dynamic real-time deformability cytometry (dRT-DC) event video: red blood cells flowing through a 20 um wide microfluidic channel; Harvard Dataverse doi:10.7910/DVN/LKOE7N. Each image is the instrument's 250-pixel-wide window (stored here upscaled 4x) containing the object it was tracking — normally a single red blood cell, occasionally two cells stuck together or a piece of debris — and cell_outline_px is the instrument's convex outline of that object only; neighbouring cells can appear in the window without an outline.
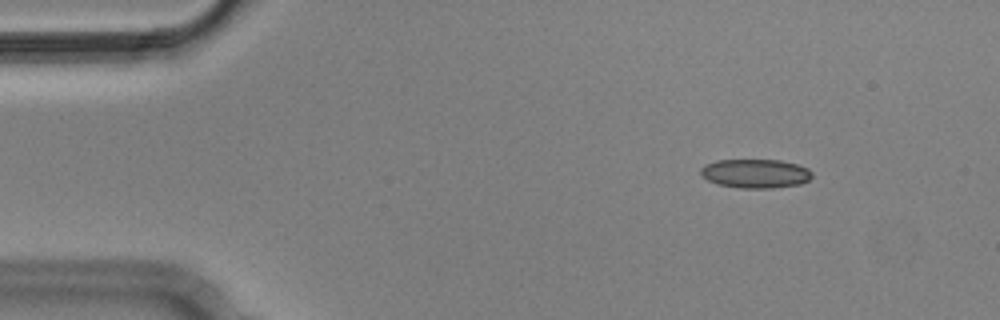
{"species": "Egyptian fruit bat (a non-hibernating species)", "species_latin": "Rousettus aegyptiacus", "temperature_condition": "cold", "stored_images_in_passage": 8, "camera_frame_rate_fps": 3000, "um_per_image_px": 0.085, "animal": {"sex": "male"}, "frame": {"image": 1, "passage_image": 2, "time_ms": 0.333, "image_size_px": [1000, 320], "cell_outline_px": [[812, 176], [808, 180], [800, 184], [772, 188], [740, 188], [716, 184], [708, 180], [700, 172], [700, 168], [704, 164], [716, 160], [780, 160], [796, 164], [808, 168], [812, 172]], "centroid_in_image_um": [64.2, 14.75], "position_along_channel_um": 20.8, "area_um2": 18.84}}
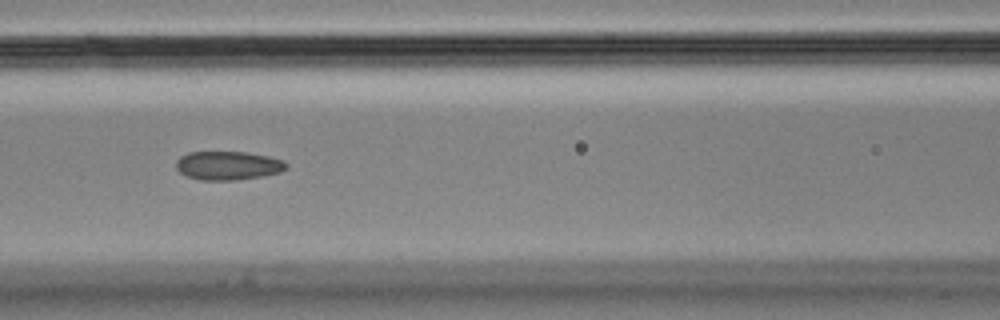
{"frame": {"image": 2, "passage_image": 7, "time_ms": 2.0, "image_size_px": [1000, 320], "cell_outline_px": [[288, 168], [280, 172], [264, 176], [236, 180], [200, 180], [188, 176], [180, 172], [176, 168], [176, 160], [180, 156], [188, 152], [244, 152], [268, 156], [284, 160], [288, 164]], "centroid_in_image_um": [19.4, 14.07], "position_along_channel_um": 147.2, "area_um2": 18.55}}
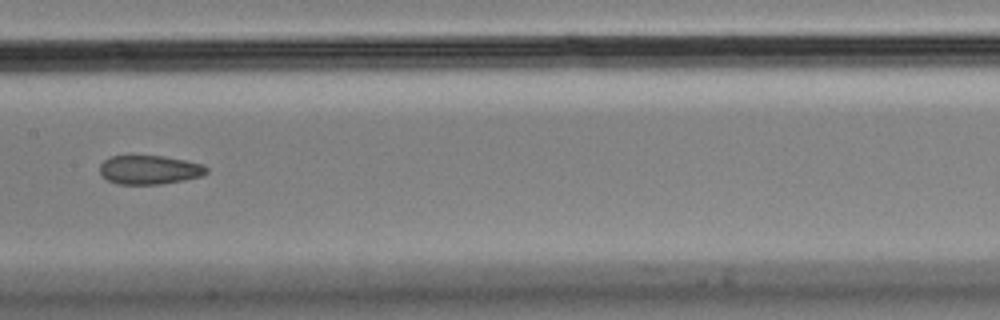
{"frame": {"image": 3, "passage_image": 8, "time_ms": 2.333, "image_size_px": [1000, 320], "cell_outline_px": [[208, 172], [200, 176], [184, 180], [160, 184], [120, 184], [108, 180], [100, 172], [100, 164], [104, 160], [112, 156], [164, 156], [204, 164], [208, 168]], "centroid_in_image_um": [12.73, 14.43], "position_along_channel_um": 194.7, "area_um2": 17.86}}